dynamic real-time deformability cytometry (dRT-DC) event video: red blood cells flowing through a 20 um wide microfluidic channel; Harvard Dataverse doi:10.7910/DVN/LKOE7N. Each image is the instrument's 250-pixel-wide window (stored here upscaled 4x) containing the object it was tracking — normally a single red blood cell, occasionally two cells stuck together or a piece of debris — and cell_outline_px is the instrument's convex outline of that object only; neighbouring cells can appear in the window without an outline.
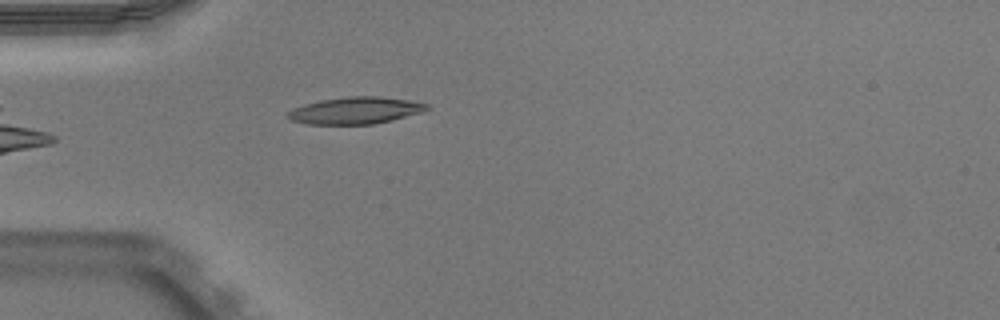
{"species": "Egyptian fruit bat (a non-hibernating species)", "species_latin": "Rousettus aegyptiacus", "temperature_condition": "warm", "stored_images_in_passage": 38, "camera_frame_rate_fps": 3000, "um_per_image_px": 0.085, "animal": {"sex": "male"}, "frame": {"image": 1, "passage_image": 2, "time_ms": 0.333, "image_size_px": [1000, 320], "cell_outline_px": [[432, 108], [424, 112], [392, 120], [372, 124], [304, 124], [288, 120], [284, 116], [292, 108], [304, 104], [320, 100], [348, 96], [380, 96], [408, 100], [428, 104]], "centroid_in_image_um": [30.19, 9.39], "position_along_channel_um": 54.8, "area_um2": 22.14}}
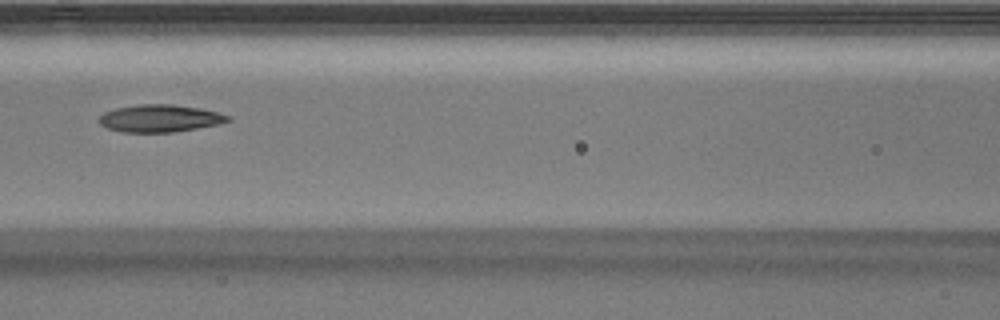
{"frame": {"image": 2, "passage_image": 10, "time_ms": 3.0, "image_size_px": [1000, 320], "cell_outline_px": [[232, 120], [216, 124], [196, 128], [172, 132], [124, 132], [108, 128], [100, 124], [100, 116], [104, 112], [116, 108], [136, 104], [172, 104], [200, 108], [220, 112], [232, 116]], "centroid_in_image_um": [13.62, 10.04], "position_along_channel_um": 153.0, "area_um2": 20.52}}
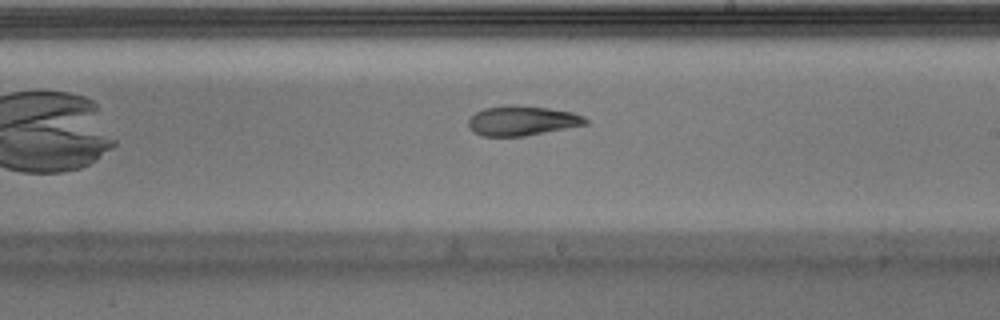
{"frame": {"image": 3, "passage_image": 17, "time_ms": 5.333, "image_size_px": [1000, 320], "cell_outline_px": [[588, 124], [524, 136], [480, 136], [472, 132], [468, 128], [468, 120], [476, 112], [484, 108], [508, 104], [516, 104], [548, 108], [572, 112], [584, 116], [588, 120]], "centroid_in_image_um": [44.35, 10.25], "position_along_channel_um": 244.7, "area_um2": 20.52}, "authors_computed_cell_mechanics": {"area_um2": 21.4149, "velocity_mm_per_s": 3.9359, "shape_relaxation_time_tau1_ms": 6.0049, "shape_relaxation_time_tau2_ms": 3.9898, "deformation_change_tau1": 0.2098, "deformation_change_tau2": 0.1184}}